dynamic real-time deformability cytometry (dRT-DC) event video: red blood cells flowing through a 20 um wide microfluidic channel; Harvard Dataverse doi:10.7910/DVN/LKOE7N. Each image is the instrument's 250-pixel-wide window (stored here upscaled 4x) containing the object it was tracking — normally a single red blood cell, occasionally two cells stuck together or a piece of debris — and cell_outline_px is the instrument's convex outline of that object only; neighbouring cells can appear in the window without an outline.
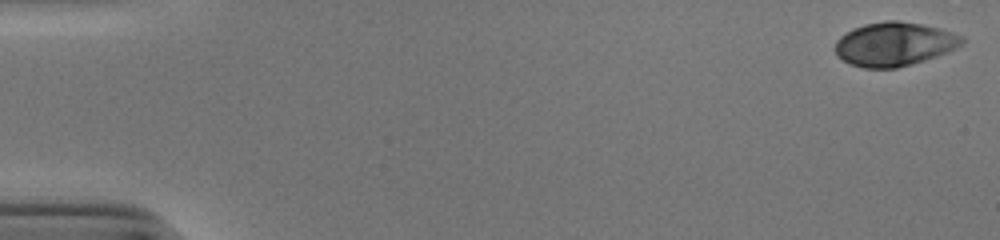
{"species": "human", "species_latin": "Homo sapiens", "temperature_condition": "cold", "stored_images_in_passage": 15, "camera_frame_rate_fps": 3000, "um_per_image_px": 0.085, "donor": {"sex": "male"}, "frame": {"image": 1, "passage_image": 1, "time_ms": 0.0, "image_size_px": [1000, 240], "cell_outline_px": [[964, 40], [956, 48], [936, 56], [912, 64], [896, 68], [864, 68], [848, 64], [836, 56], [836, 40], [840, 36], [852, 28], [864, 24], [884, 20], [896, 20], [920, 24], [940, 28], [964, 36]], "centroid_in_image_um": [75.98, 3.75], "position_along_channel_um": 9.0, "area_um2": 32.48}}
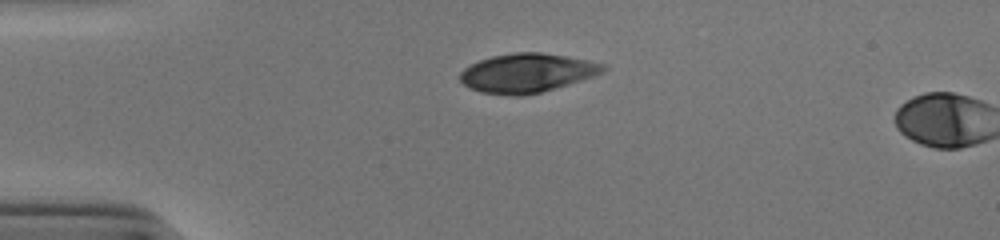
{"frame": {"image": 2, "passage_image": 13, "time_ms": 4.0, "image_size_px": [1000, 240], "cell_outline_px": [[608, 68], [604, 72], [596, 76], [540, 92], [520, 96], [516, 96], [480, 92], [468, 88], [460, 80], [460, 72], [464, 68], [480, 60], [492, 56], [516, 52], [540, 52], [588, 60], [608, 64]], "centroid_in_image_um": [44.83, 6.2], "position_along_channel_um": 40.2, "area_um2": 32.54}}